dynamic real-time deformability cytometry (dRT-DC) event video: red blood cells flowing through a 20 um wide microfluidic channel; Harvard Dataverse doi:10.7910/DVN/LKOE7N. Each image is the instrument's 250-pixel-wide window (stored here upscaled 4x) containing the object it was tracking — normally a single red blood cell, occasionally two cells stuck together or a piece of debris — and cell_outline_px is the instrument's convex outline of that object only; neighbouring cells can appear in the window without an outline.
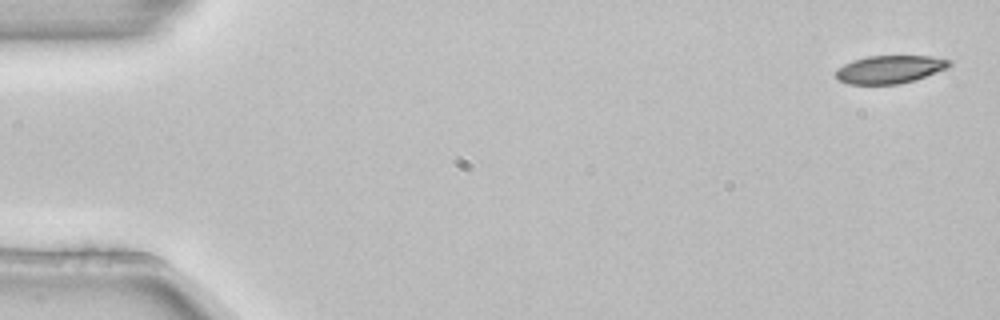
{"species": "common noctule bat (a hibernating species)", "species_latin": "Nyctalus noctula", "temperature_condition": "room temperature", "stored_images_in_passage": 5, "camera_frame_rate_fps": 3000, "um_per_image_px": 0.085, "animal": {"sex": "female", "body_mass_g": 22.7, "forearm_length_mm": 54.2}, "frame": {"image": 1, "passage_image": 1, "time_ms": 0.0, "image_size_px": [1000, 320], "cell_outline_px": [[952, 64], [948, 68], [916, 80], [900, 84], [848, 84], [836, 80], [836, 68], [852, 60], [868, 56], [932, 56], [952, 60]], "centroid_in_image_um": [75.64, 5.9], "position_along_channel_um": 9.4, "area_um2": 18.79}}
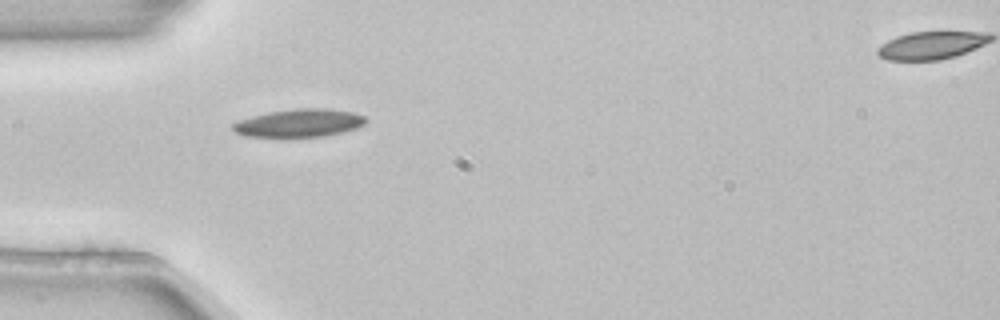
{"frame": {"image": 2, "passage_image": 4, "time_ms": 1.0, "image_size_px": [1000, 320], "cell_outline_px": [[368, 120], [364, 124], [356, 128], [324, 136], [244, 136], [236, 132], [232, 128], [232, 124], [240, 120], [252, 116], [268, 112], [296, 108], [328, 108], [352, 112], [364, 116]], "centroid_in_image_um": [25.45, 10.44], "position_along_channel_um": 59.6, "area_um2": 21.39}}